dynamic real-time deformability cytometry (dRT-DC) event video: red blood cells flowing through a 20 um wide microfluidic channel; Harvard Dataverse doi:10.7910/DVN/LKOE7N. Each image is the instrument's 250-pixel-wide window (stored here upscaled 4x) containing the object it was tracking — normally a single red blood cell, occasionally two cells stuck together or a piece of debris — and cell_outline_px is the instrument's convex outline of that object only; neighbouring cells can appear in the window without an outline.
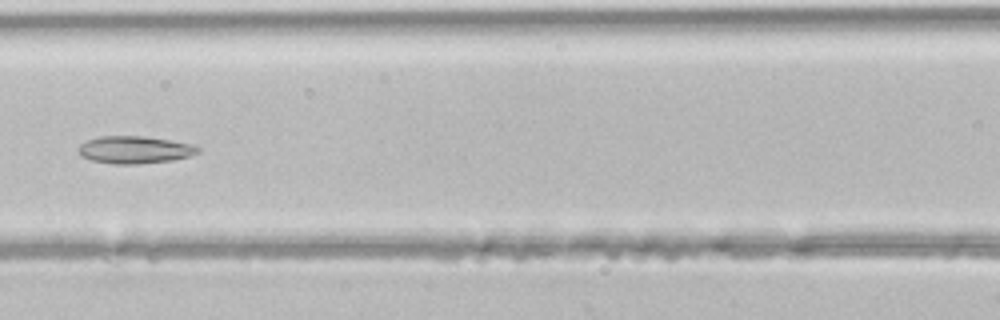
{"species": "common noctule bat (a hibernating species)", "species_latin": "Nyctalus noctula", "temperature_condition": "room temperature", "stored_images_in_passage": 45, "segment_of_instrument_passage": [1, 2], "camera_frame_rate_fps": 3000, "um_per_image_px": 0.085, "animal": {"sex": "male", "body_mass_g": 21.5, "forearm_length_mm": 52.0}, "frame": {"image": 1, "passage_image": 20, "time_ms": 6.333, "image_size_px": [1000, 320], "cell_outline_px": [[200, 152], [188, 156], [172, 160], [140, 164], [112, 164], [92, 160], [80, 156], [80, 144], [88, 140], [100, 136], [144, 136], [192, 144], [200, 148]], "centroid_in_image_um": [11.45, 12.73], "position_along_channel_um": 155.1, "area_um2": 18.96}}
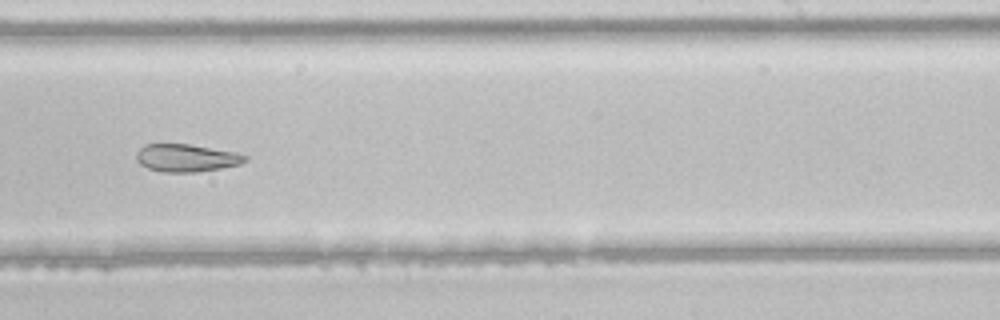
{"frame": {"image": 2, "passage_image": 28, "time_ms": 9.0, "image_size_px": [1000, 320], "cell_outline_px": [[248, 160], [240, 164], [220, 168], [196, 172], [160, 172], [148, 168], [140, 164], [136, 160], [136, 152], [144, 144], [188, 144], [236, 152], [248, 156]], "centroid_in_image_um": [15.83, 13.42], "position_along_channel_um": 273.2, "area_um2": 17.57}}
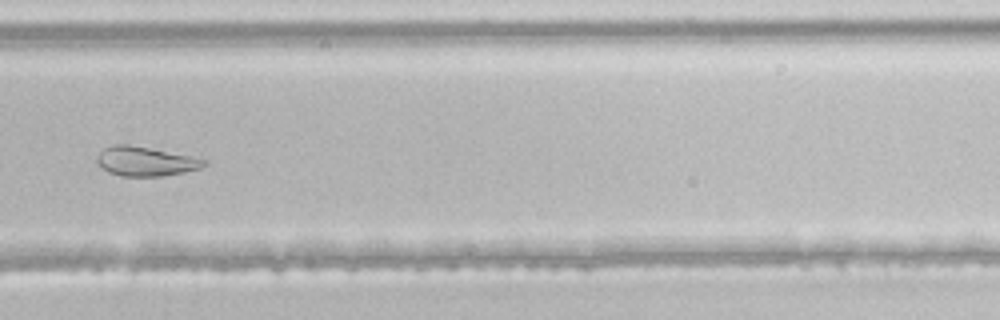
{"frame": {"image": 3, "passage_image": 31, "time_ms": 10.0, "image_size_px": [1000, 320], "cell_outline_px": [[208, 164], [200, 168], [184, 172], [160, 176], [120, 176], [108, 172], [96, 164], [96, 156], [104, 148], [112, 144], [128, 144], [192, 156], [208, 160]], "centroid_in_image_um": [12.34, 13.71], "position_along_channel_um": 317.5, "area_um2": 18.44}}